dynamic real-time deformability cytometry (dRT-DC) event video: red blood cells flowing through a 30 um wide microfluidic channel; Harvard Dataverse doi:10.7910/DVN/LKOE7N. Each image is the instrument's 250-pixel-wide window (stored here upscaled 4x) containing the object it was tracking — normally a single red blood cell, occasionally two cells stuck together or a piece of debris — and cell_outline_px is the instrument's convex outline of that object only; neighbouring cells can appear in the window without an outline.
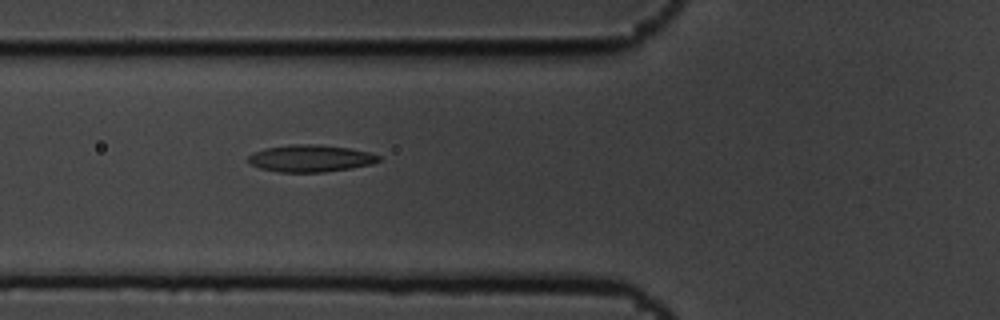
{"species": "common noctule bat (a hibernating species)", "species_latin": "Nyctalus noctula", "temperature_condition": "cold", "stored_images_in_passage": 2, "camera_frame_rate_fps": 3000, "um_per_image_px": 0.085, "animal": {"sex": "male", "body_mass_g": 19.5, "forearm_length_mm": 54.6}, "frame": {"image": 1, "passage_image": 2, "time_ms": 0.333, "image_size_px": [1000, 320], "cell_outline_px": [[380, 160], [372, 164], [324, 172], [280, 172], [260, 168], [252, 164], [248, 160], [248, 156], [252, 152], [264, 148], [292, 144], [320, 144], [348, 148], [368, 152], [380, 156]], "centroid_in_image_um": [26.36, 13.45], "position_along_channel_um": 99.4, "area_um2": 20.46}}